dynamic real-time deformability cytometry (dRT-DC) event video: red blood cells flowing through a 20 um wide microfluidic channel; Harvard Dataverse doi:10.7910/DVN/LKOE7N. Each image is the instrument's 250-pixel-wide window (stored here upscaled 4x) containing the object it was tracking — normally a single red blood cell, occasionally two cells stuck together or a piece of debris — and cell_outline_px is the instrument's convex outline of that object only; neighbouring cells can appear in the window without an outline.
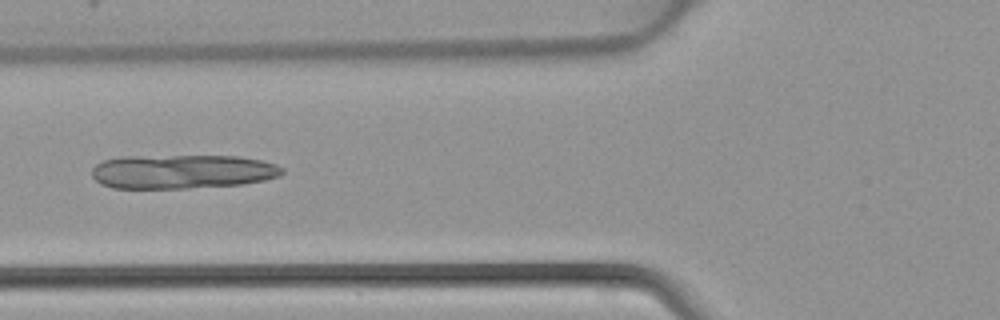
{"species": "common noctule bat (a hibernating species)", "species_latin": "Nyctalus noctula", "temperature_condition": "warm", "stored_images_in_passage": 35, "camera_frame_rate_fps": 3000, "um_per_image_px": 0.085, "animal": {"sex": "female", "body_mass_g": 22.7, "forearm_length_mm": 54.2}, "frame": {"image": 1, "passage_image": 10, "time_ms": 3.0, "image_size_px": [1000, 320], "cell_outline_px": [[284, 172], [280, 176], [264, 180], [244, 184], [188, 188], [112, 188], [100, 184], [92, 176], [92, 168], [96, 164], [104, 160], [120, 156], [240, 156], [260, 160], [276, 164], [284, 168]], "centroid_in_image_um": [15.49, 14.58], "position_along_channel_um": 110.3, "area_um2": 38.09}}
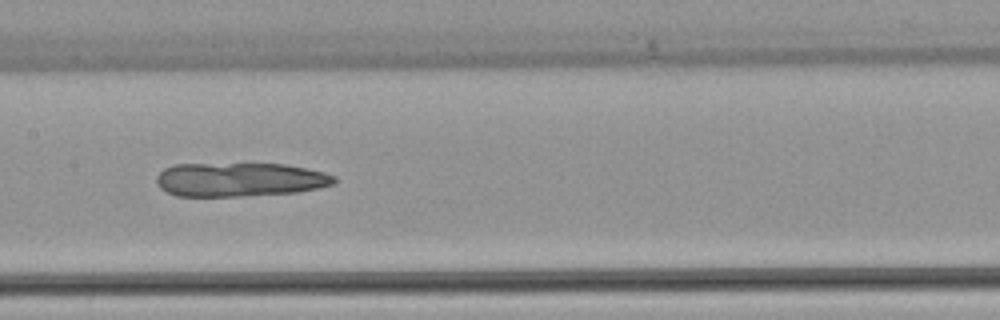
{"frame": {"image": 2, "passage_image": 15, "time_ms": 4.667, "image_size_px": [1000, 320], "cell_outline_px": [[336, 180], [332, 184], [320, 188], [296, 192], [240, 196], [176, 196], [160, 188], [156, 180], [156, 176], [164, 168], [172, 164], [284, 164], [324, 172], [336, 176]], "centroid_in_image_um": [20.36, 15.26], "position_along_channel_um": 187.0, "area_um2": 35.08}}
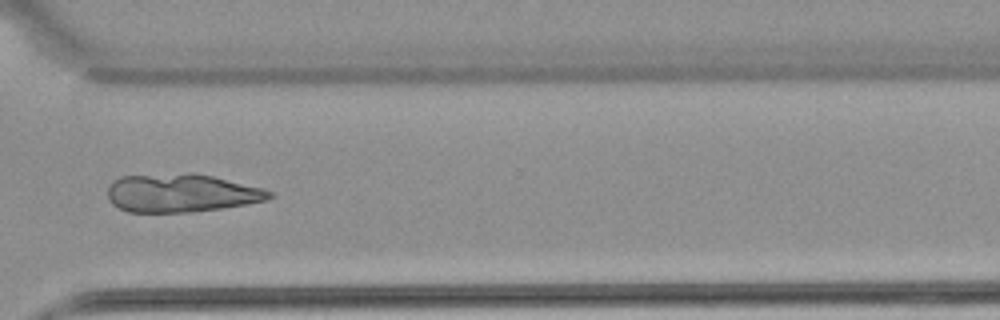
{"frame": {"image": 3, "passage_image": 26, "time_ms": 8.333, "image_size_px": [1000, 320], "cell_outline_px": [[272, 196], [268, 200], [220, 208], [192, 212], [128, 212], [112, 204], [108, 200], [108, 188], [120, 176], [188, 172], [192, 172], [212, 176], [264, 188], [272, 192]], "centroid_in_image_um": [15.4, 16.4], "position_along_channel_um": 355.2, "area_um2": 36.13}}